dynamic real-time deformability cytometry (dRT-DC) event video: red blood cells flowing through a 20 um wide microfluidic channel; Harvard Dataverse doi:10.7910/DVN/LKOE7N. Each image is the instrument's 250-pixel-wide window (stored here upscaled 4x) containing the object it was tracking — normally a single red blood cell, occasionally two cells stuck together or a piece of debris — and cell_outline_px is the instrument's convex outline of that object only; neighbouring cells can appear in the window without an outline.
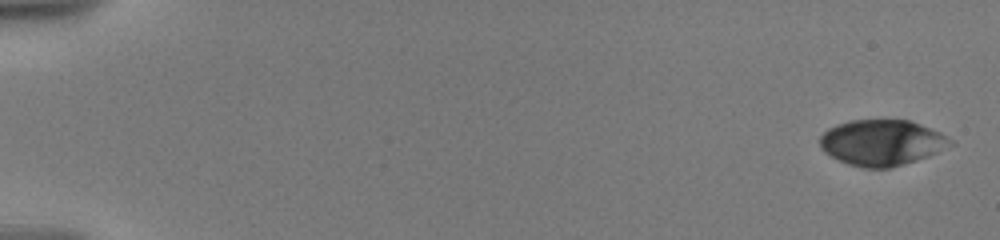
{"species": "human", "species_latin": "Homo sapiens", "temperature_condition": "warm", "stored_images_in_passage": 17, "camera_frame_rate_fps": 3000, "um_per_image_px": 0.085, "donor": {"sex": "male"}, "frame": {"image": 1, "passage_image": 1, "time_ms": 0.0, "image_size_px": [1000, 240], "cell_outline_px": [[952, 144], [928, 156], [904, 164], [888, 168], [864, 168], [848, 164], [824, 152], [820, 148], [820, 136], [828, 128], [836, 124], [852, 120], [908, 120], [920, 124], [940, 132], [952, 140]], "centroid_in_image_um": [74.92, 12.12], "position_along_channel_um": 10.1, "area_um2": 34.56}}
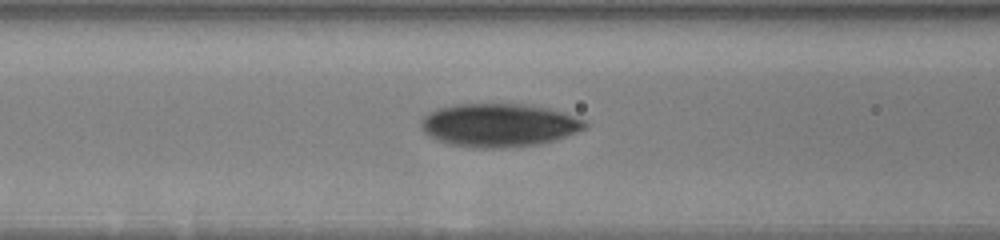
{"frame": {"image": 2, "passage_image": 12, "time_ms": 8.0, "image_size_px": [1000, 240], "cell_outline_px": [[588, 124], [584, 128], [564, 136], [552, 140], [536, 144], [508, 148], [472, 148], [448, 144], [436, 140], [428, 136], [420, 128], [420, 120], [424, 116], [440, 108], [456, 104], [524, 104], [544, 108], [560, 112], [584, 120]], "centroid_in_image_um": [42.32, 10.65], "position_along_channel_um": 124.3, "area_um2": 40.98}}
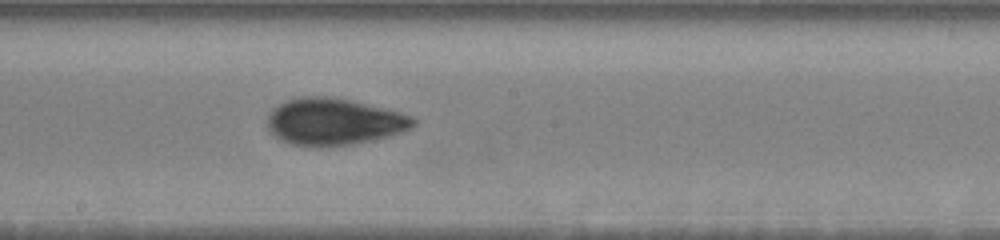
{"frame": {"image": 3, "passage_image": 17, "time_ms": 10.667, "image_size_px": [1000, 240], "cell_outline_px": [[416, 124], [412, 128], [404, 132], [372, 140], [352, 144], [320, 148], [296, 144], [284, 140], [276, 136], [268, 128], [268, 116], [280, 104], [288, 100], [300, 96], [332, 96], [352, 100], [400, 112], [412, 116], [416, 120]], "centroid_in_image_um": [28.44, 10.34], "position_along_channel_um": 219.8, "area_um2": 39.77}}